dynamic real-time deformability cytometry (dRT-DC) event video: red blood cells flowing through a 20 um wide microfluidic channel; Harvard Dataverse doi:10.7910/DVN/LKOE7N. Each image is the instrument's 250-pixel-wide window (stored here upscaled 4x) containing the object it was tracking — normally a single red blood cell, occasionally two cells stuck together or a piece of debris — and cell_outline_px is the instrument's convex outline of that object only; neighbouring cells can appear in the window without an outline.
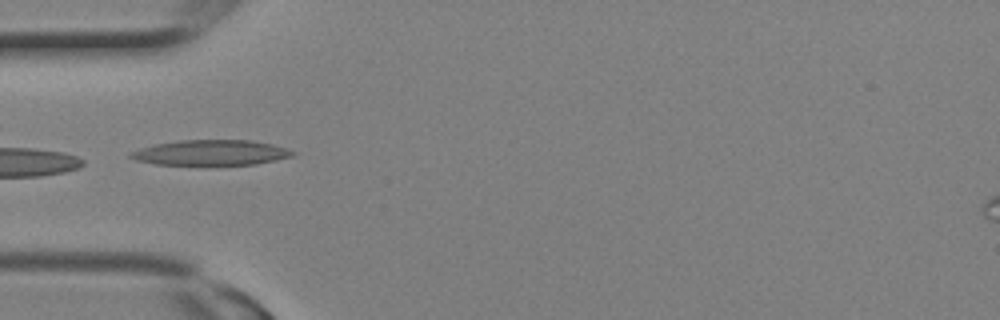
{"species": "Egyptian fruit bat (a non-hibernating species)", "species_latin": "Rousettus aegyptiacus", "temperature_condition": "room temperature", "stored_images_in_passage": 3, "camera_frame_rate_fps": 3000, "um_per_image_px": 0.085, "animal": {"sex": "female"}, "frame": {"image": 1, "passage_image": 3, "time_ms": 0.667, "image_size_px": [1000, 320], "cell_outline_px": [[296, 152], [292, 156], [276, 160], [256, 164], [156, 164], [136, 160], [128, 156], [128, 152], [140, 148], [156, 144], [180, 140], [252, 140], [272, 144]], "centroid_in_image_um": [17.91, 12.96], "position_along_channel_um": 67.1, "area_um2": 23.64}}